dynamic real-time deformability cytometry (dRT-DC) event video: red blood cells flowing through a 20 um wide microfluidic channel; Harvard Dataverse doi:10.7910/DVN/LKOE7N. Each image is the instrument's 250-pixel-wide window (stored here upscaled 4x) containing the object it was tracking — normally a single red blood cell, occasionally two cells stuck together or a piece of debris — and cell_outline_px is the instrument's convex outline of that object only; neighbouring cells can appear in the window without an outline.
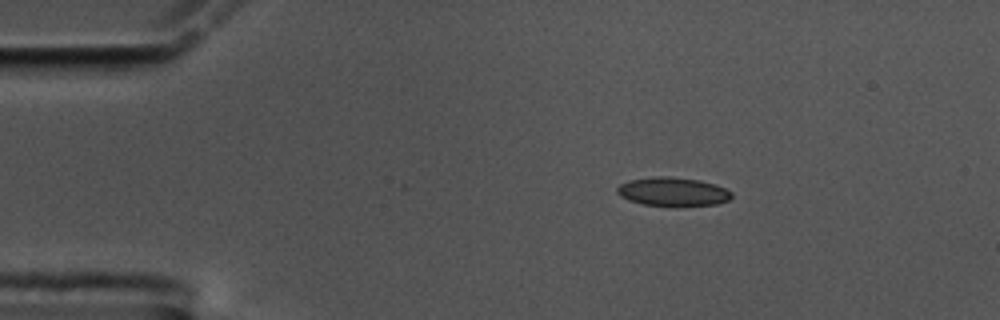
{"species": "common noctule bat (a hibernating species)", "species_latin": "Nyctalus noctula", "temperature_condition": "cold", "stored_images_in_passage": 49, "camera_frame_rate_fps": 3000, "um_per_image_px": 0.085, "animal": {"sex": "male", "body_mass_g": 17.5, "forearm_length_mm": 52.3}, "frame": {"image": 1, "passage_image": 1, "time_ms": 0.0, "image_size_px": [1000, 320], "cell_outline_px": [[732, 196], [728, 200], [716, 204], [644, 204], [628, 200], [620, 196], [616, 192], [616, 188], [620, 184], [628, 180], [660, 176], [664, 176], [700, 180], [716, 184], [732, 192]], "centroid_in_image_um": [57.16, 16.26], "position_along_channel_um": 27.8, "area_um2": 18.55}}
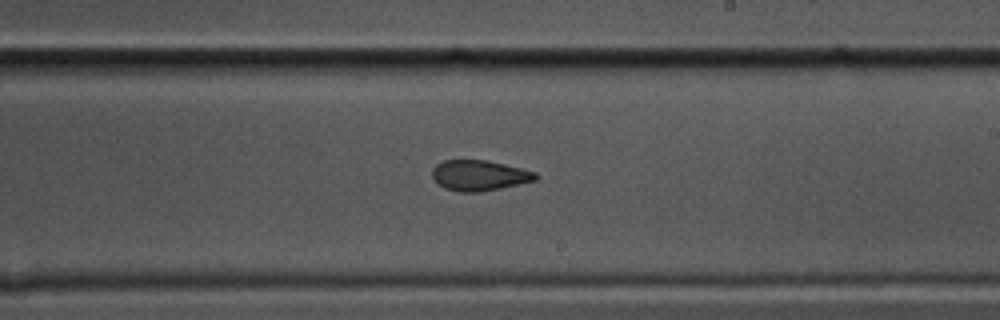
{"frame": {"image": 2, "passage_image": 25, "time_ms": 8.0, "image_size_px": [1000, 320], "cell_outline_px": [[540, 176], [536, 180], [500, 188], [480, 192], [460, 192], [444, 188], [432, 176], [432, 168], [436, 164], [444, 160], [484, 160], [504, 164], [536, 172]], "centroid_in_image_um": [40.74, 14.91], "position_along_channel_um": 248.3, "area_um2": 18.26}}
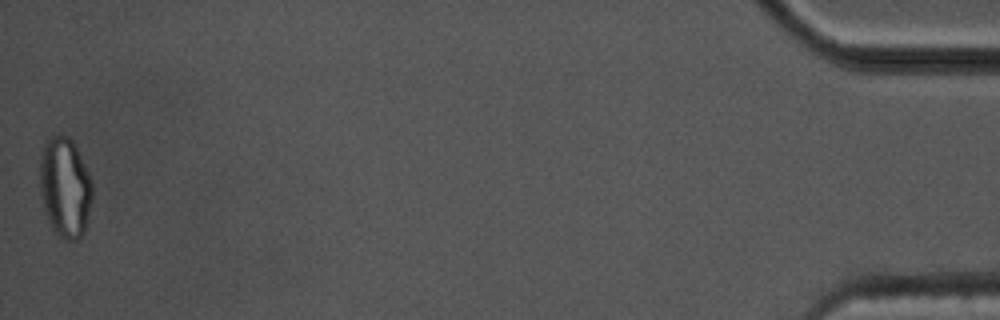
{"frame": {"image": 3, "passage_image": 49, "time_ms": 16.0, "image_size_px": [1000, 320], "cell_outline_px": [[92, 196], [84, 232], [76, 240], [68, 240], [60, 236], [52, 228], [44, 212], [40, 192], [40, 156], [44, 140], [52, 136], [68, 136], [72, 140], [92, 180]], "centroid_in_image_um": [5.5, 15.91], "position_along_channel_um": 429.7, "area_um2": 30.52}, "authors_computed_cell_mechanics": {"area_um2": 19.074, "velocity_mm_per_s": 3.4589, "shape_relaxation_time_tau1_ms": 7.3102, "shape_relaxation_time_tau2_ms": 2.0947, "deformation_change_tau1": 0.1586, "deformation_change_tau2": 0.0783}}